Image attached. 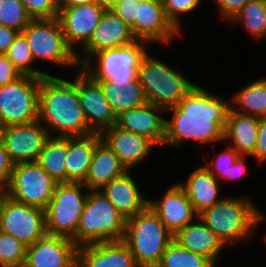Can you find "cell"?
<instances>
[{"mask_svg":"<svg viewBox=\"0 0 266 267\" xmlns=\"http://www.w3.org/2000/svg\"><path fill=\"white\" fill-rule=\"evenodd\" d=\"M26 249L20 240L0 231V267H23Z\"/></svg>","mask_w":266,"mask_h":267,"instance_id":"obj_36","label":"cell"},{"mask_svg":"<svg viewBox=\"0 0 266 267\" xmlns=\"http://www.w3.org/2000/svg\"><path fill=\"white\" fill-rule=\"evenodd\" d=\"M172 240L173 235L148 206L126 220L122 241L130 249L138 267H157Z\"/></svg>","mask_w":266,"mask_h":267,"instance_id":"obj_4","label":"cell"},{"mask_svg":"<svg viewBox=\"0 0 266 267\" xmlns=\"http://www.w3.org/2000/svg\"><path fill=\"white\" fill-rule=\"evenodd\" d=\"M125 226L126 220L99 190H88L79 227L72 240L78 247L98 242L122 241Z\"/></svg>","mask_w":266,"mask_h":267,"instance_id":"obj_5","label":"cell"},{"mask_svg":"<svg viewBox=\"0 0 266 267\" xmlns=\"http://www.w3.org/2000/svg\"><path fill=\"white\" fill-rule=\"evenodd\" d=\"M55 3L60 6L65 0H54Z\"/></svg>","mask_w":266,"mask_h":267,"instance_id":"obj_50","label":"cell"},{"mask_svg":"<svg viewBox=\"0 0 266 267\" xmlns=\"http://www.w3.org/2000/svg\"><path fill=\"white\" fill-rule=\"evenodd\" d=\"M259 117L240 114L231 108L228 112L224 129V141H231L234 148L242 156H251L255 151L258 139Z\"/></svg>","mask_w":266,"mask_h":267,"instance_id":"obj_25","label":"cell"},{"mask_svg":"<svg viewBox=\"0 0 266 267\" xmlns=\"http://www.w3.org/2000/svg\"><path fill=\"white\" fill-rule=\"evenodd\" d=\"M77 76V90L86 122L94 133H102L104 130L116 124L117 117L110 107L102 88L81 68Z\"/></svg>","mask_w":266,"mask_h":267,"instance_id":"obj_14","label":"cell"},{"mask_svg":"<svg viewBox=\"0 0 266 267\" xmlns=\"http://www.w3.org/2000/svg\"><path fill=\"white\" fill-rule=\"evenodd\" d=\"M245 157V158H244ZM246 156H240L236 162L230 166L229 170V177L226 180H229L230 182L236 178H240L243 173L246 172Z\"/></svg>","mask_w":266,"mask_h":267,"instance_id":"obj_46","label":"cell"},{"mask_svg":"<svg viewBox=\"0 0 266 267\" xmlns=\"http://www.w3.org/2000/svg\"><path fill=\"white\" fill-rule=\"evenodd\" d=\"M110 103L116 117L123 111L141 107L147 103L138 77L135 80H95Z\"/></svg>","mask_w":266,"mask_h":267,"instance_id":"obj_28","label":"cell"},{"mask_svg":"<svg viewBox=\"0 0 266 267\" xmlns=\"http://www.w3.org/2000/svg\"><path fill=\"white\" fill-rule=\"evenodd\" d=\"M0 231L12 235L27 247L46 232L45 210L8 198L0 215Z\"/></svg>","mask_w":266,"mask_h":267,"instance_id":"obj_12","label":"cell"},{"mask_svg":"<svg viewBox=\"0 0 266 267\" xmlns=\"http://www.w3.org/2000/svg\"><path fill=\"white\" fill-rule=\"evenodd\" d=\"M148 43L135 40L122 47L98 51L81 69L93 80H135L141 62L147 54L145 44ZM93 57L97 59V67L92 65Z\"/></svg>","mask_w":266,"mask_h":267,"instance_id":"obj_8","label":"cell"},{"mask_svg":"<svg viewBox=\"0 0 266 267\" xmlns=\"http://www.w3.org/2000/svg\"><path fill=\"white\" fill-rule=\"evenodd\" d=\"M82 182L57 183L52 198L45 209L46 232L49 235L72 239L79 227L80 217L88 196Z\"/></svg>","mask_w":266,"mask_h":267,"instance_id":"obj_7","label":"cell"},{"mask_svg":"<svg viewBox=\"0 0 266 267\" xmlns=\"http://www.w3.org/2000/svg\"><path fill=\"white\" fill-rule=\"evenodd\" d=\"M251 156L259 162H266V117L259 118L258 139L255 151Z\"/></svg>","mask_w":266,"mask_h":267,"instance_id":"obj_44","label":"cell"},{"mask_svg":"<svg viewBox=\"0 0 266 267\" xmlns=\"http://www.w3.org/2000/svg\"><path fill=\"white\" fill-rule=\"evenodd\" d=\"M105 10L97 2L59 8L57 19L60 22L68 46L76 54L74 46L81 43L83 48L90 41L93 31Z\"/></svg>","mask_w":266,"mask_h":267,"instance_id":"obj_16","label":"cell"},{"mask_svg":"<svg viewBox=\"0 0 266 267\" xmlns=\"http://www.w3.org/2000/svg\"><path fill=\"white\" fill-rule=\"evenodd\" d=\"M126 171L116 154L101 140L96 145L87 176L82 183L88 190H100Z\"/></svg>","mask_w":266,"mask_h":267,"instance_id":"obj_26","label":"cell"},{"mask_svg":"<svg viewBox=\"0 0 266 267\" xmlns=\"http://www.w3.org/2000/svg\"><path fill=\"white\" fill-rule=\"evenodd\" d=\"M57 182L36 162L14 164L8 184L12 200L46 209Z\"/></svg>","mask_w":266,"mask_h":267,"instance_id":"obj_11","label":"cell"},{"mask_svg":"<svg viewBox=\"0 0 266 267\" xmlns=\"http://www.w3.org/2000/svg\"><path fill=\"white\" fill-rule=\"evenodd\" d=\"M230 108V100L195 85L176 106L165 110L172 113V119L165 120L163 146L178 147L190 140L200 144L224 141Z\"/></svg>","mask_w":266,"mask_h":267,"instance_id":"obj_1","label":"cell"},{"mask_svg":"<svg viewBox=\"0 0 266 267\" xmlns=\"http://www.w3.org/2000/svg\"><path fill=\"white\" fill-rule=\"evenodd\" d=\"M139 0H126L116 2L110 9L120 17L132 30L135 37V21L137 19Z\"/></svg>","mask_w":266,"mask_h":267,"instance_id":"obj_40","label":"cell"},{"mask_svg":"<svg viewBox=\"0 0 266 267\" xmlns=\"http://www.w3.org/2000/svg\"><path fill=\"white\" fill-rule=\"evenodd\" d=\"M241 155L230 145L211 161L210 166H204L217 180H226L229 177L230 166H232Z\"/></svg>","mask_w":266,"mask_h":267,"instance_id":"obj_38","label":"cell"},{"mask_svg":"<svg viewBox=\"0 0 266 267\" xmlns=\"http://www.w3.org/2000/svg\"><path fill=\"white\" fill-rule=\"evenodd\" d=\"M241 21L252 37L266 36V0H250L230 22Z\"/></svg>","mask_w":266,"mask_h":267,"instance_id":"obj_33","label":"cell"},{"mask_svg":"<svg viewBox=\"0 0 266 267\" xmlns=\"http://www.w3.org/2000/svg\"><path fill=\"white\" fill-rule=\"evenodd\" d=\"M68 137L50 136L36 162L57 182H66Z\"/></svg>","mask_w":266,"mask_h":267,"instance_id":"obj_30","label":"cell"},{"mask_svg":"<svg viewBox=\"0 0 266 267\" xmlns=\"http://www.w3.org/2000/svg\"><path fill=\"white\" fill-rule=\"evenodd\" d=\"M96 2V0H65L59 8H69L79 5H84L87 3Z\"/></svg>","mask_w":266,"mask_h":267,"instance_id":"obj_47","label":"cell"},{"mask_svg":"<svg viewBox=\"0 0 266 267\" xmlns=\"http://www.w3.org/2000/svg\"><path fill=\"white\" fill-rule=\"evenodd\" d=\"M8 198H9L8 185L0 184V215L2 213L4 203Z\"/></svg>","mask_w":266,"mask_h":267,"instance_id":"obj_48","label":"cell"},{"mask_svg":"<svg viewBox=\"0 0 266 267\" xmlns=\"http://www.w3.org/2000/svg\"><path fill=\"white\" fill-rule=\"evenodd\" d=\"M96 2L105 9H111L119 0H96Z\"/></svg>","mask_w":266,"mask_h":267,"instance_id":"obj_49","label":"cell"},{"mask_svg":"<svg viewBox=\"0 0 266 267\" xmlns=\"http://www.w3.org/2000/svg\"><path fill=\"white\" fill-rule=\"evenodd\" d=\"M160 111L165 109L147 102L141 107L123 111L117 116L116 125L148 138L155 145H163L166 119L160 116Z\"/></svg>","mask_w":266,"mask_h":267,"instance_id":"obj_22","label":"cell"},{"mask_svg":"<svg viewBox=\"0 0 266 267\" xmlns=\"http://www.w3.org/2000/svg\"><path fill=\"white\" fill-rule=\"evenodd\" d=\"M186 181L180 185L185 190L197 214L222 200L218 197L221 186L204 166L195 169Z\"/></svg>","mask_w":266,"mask_h":267,"instance_id":"obj_29","label":"cell"},{"mask_svg":"<svg viewBox=\"0 0 266 267\" xmlns=\"http://www.w3.org/2000/svg\"><path fill=\"white\" fill-rule=\"evenodd\" d=\"M179 34L165 16L162 0H139L135 21V38L137 40L168 44L173 37Z\"/></svg>","mask_w":266,"mask_h":267,"instance_id":"obj_19","label":"cell"},{"mask_svg":"<svg viewBox=\"0 0 266 267\" xmlns=\"http://www.w3.org/2000/svg\"><path fill=\"white\" fill-rule=\"evenodd\" d=\"M32 19H52L58 16L54 0H21Z\"/></svg>","mask_w":266,"mask_h":267,"instance_id":"obj_39","label":"cell"},{"mask_svg":"<svg viewBox=\"0 0 266 267\" xmlns=\"http://www.w3.org/2000/svg\"><path fill=\"white\" fill-rule=\"evenodd\" d=\"M77 267H138L123 241H108L78 247Z\"/></svg>","mask_w":266,"mask_h":267,"instance_id":"obj_21","label":"cell"},{"mask_svg":"<svg viewBox=\"0 0 266 267\" xmlns=\"http://www.w3.org/2000/svg\"><path fill=\"white\" fill-rule=\"evenodd\" d=\"M0 137L14 164L36 161L50 134L39 120L2 127Z\"/></svg>","mask_w":266,"mask_h":267,"instance_id":"obj_13","label":"cell"},{"mask_svg":"<svg viewBox=\"0 0 266 267\" xmlns=\"http://www.w3.org/2000/svg\"><path fill=\"white\" fill-rule=\"evenodd\" d=\"M101 138L129 171L145 161L152 147L156 146L148 138L121 129L116 124L104 130Z\"/></svg>","mask_w":266,"mask_h":267,"instance_id":"obj_20","label":"cell"},{"mask_svg":"<svg viewBox=\"0 0 266 267\" xmlns=\"http://www.w3.org/2000/svg\"><path fill=\"white\" fill-rule=\"evenodd\" d=\"M220 9L221 16H224L226 20H232L238 12L250 1V0H214Z\"/></svg>","mask_w":266,"mask_h":267,"instance_id":"obj_42","label":"cell"},{"mask_svg":"<svg viewBox=\"0 0 266 267\" xmlns=\"http://www.w3.org/2000/svg\"><path fill=\"white\" fill-rule=\"evenodd\" d=\"M31 20L21 0H0V25L21 33Z\"/></svg>","mask_w":266,"mask_h":267,"instance_id":"obj_35","label":"cell"},{"mask_svg":"<svg viewBox=\"0 0 266 267\" xmlns=\"http://www.w3.org/2000/svg\"><path fill=\"white\" fill-rule=\"evenodd\" d=\"M5 55L11 60L13 65L22 73L34 77H45L50 74L30 66L34 61V56L27 39L19 33L14 42L10 45Z\"/></svg>","mask_w":266,"mask_h":267,"instance_id":"obj_34","label":"cell"},{"mask_svg":"<svg viewBox=\"0 0 266 267\" xmlns=\"http://www.w3.org/2000/svg\"><path fill=\"white\" fill-rule=\"evenodd\" d=\"M38 120L50 136L74 137L94 133L79 101L77 77L72 82L53 75L42 77Z\"/></svg>","mask_w":266,"mask_h":267,"instance_id":"obj_2","label":"cell"},{"mask_svg":"<svg viewBox=\"0 0 266 267\" xmlns=\"http://www.w3.org/2000/svg\"><path fill=\"white\" fill-rule=\"evenodd\" d=\"M137 40L131 28L114 12L106 9L93 31L90 41L83 47V58L76 54L79 67L88 61L94 53L104 49L122 47ZM89 55V56H88Z\"/></svg>","mask_w":266,"mask_h":267,"instance_id":"obj_17","label":"cell"},{"mask_svg":"<svg viewBox=\"0 0 266 267\" xmlns=\"http://www.w3.org/2000/svg\"><path fill=\"white\" fill-rule=\"evenodd\" d=\"M148 53L141 62L137 77L148 103L168 109L196 85Z\"/></svg>","mask_w":266,"mask_h":267,"instance_id":"obj_6","label":"cell"},{"mask_svg":"<svg viewBox=\"0 0 266 267\" xmlns=\"http://www.w3.org/2000/svg\"><path fill=\"white\" fill-rule=\"evenodd\" d=\"M15 29L0 25V54H5L19 34Z\"/></svg>","mask_w":266,"mask_h":267,"instance_id":"obj_45","label":"cell"},{"mask_svg":"<svg viewBox=\"0 0 266 267\" xmlns=\"http://www.w3.org/2000/svg\"><path fill=\"white\" fill-rule=\"evenodd\" d=\"M22 76V73L13 65L11 60L0 54V86L11 83Z\"/></svg>","mask_w":266,"mask_h":267,"instance_id":"obj_41","label":"cell"},{"mask_svg":"<svg viewBox=\"0 0 266 267\" xmlns=\"http://www.w3.org/2000/svg\"><path fill=\"white\" fill-rule=\"evenodd\" d=\"M77 251L72 239L46 234L27 247L23 267H77Z\"/></svg>","mask_w":266,"mask_h":267,"instance_id":"obj_15","label":"cell"},{"mask_svg":"<svg viewBox=\"0 0 266 267\" xmlns=\"http://www.w3.org/2000/svg\"><path fill=\"white\" fill-rule=\"evenodd\" d=\"M101 140L100 133L68 137L66 182H83L85 180L96 145Z\"/></svg>","mask_w":266,"mask_h":267,"instance_id":"obj_27","label":"cell"},{"mask_svg":"<svg viewBox=\"0 0 266 267\" xmlns=\"http://www.w3.org/2000/svg\"><path fill=\"white\" fill-rule=\"evenodd\" d=\"M127 170L114 178L99 191L116 207L125 220L134 217L148 206L147 198L141 195L140 188Z\"/></svg>","mask_w":266,"mask_h":267,"instance_id":"obj_23","label":"cell"},{"mask_svg":"<svg viewBox=\"0 0 266 267\" xmlns=\"http://www.w3.org/2000/svg\"><path fill=\"white\" fill-rule=\"evenodd\" d=\"M164 13L169 22L179 32L181 30L179 17L189 14L198 8L202 0H162Z\"/></svg>","mask_w":266,"mask_h":267,"instance_id":"obj_37","label":"cell"},{"mask_svg":"<svg viewBox=\"0 0 266 267\" xmlns=\"http://www.w3.org/2000/svg\"><path fill=\"white\" fill-rule=\"evenodd\" d=\"M248 197H222L214 206L198 214L200 219L225 244L241 242L255 226L266 219Z\"/></svg>","mask_w":266,"mask_h":267,"instance_id":"obj_3","label":"cell"},{"mask_svg":"<svg viewBox=\"0 0 266 267\" xmlns=\"http://www.w3.org/2000/svg\"><path fill=\"white\" fill-rule=\"evenodd\" d=\"M14 163L7 153L4 143L0 137V184L8 185L11 179Z\"/></svg>","mask_w":266,"mask_h":267,"instance_id":"obj_43","label":"cell"},{"mask_svg":"<svg viewBox=\"0 0 266 267\" xmlns=\"http://www.w3.org/2000/svg\"><path fill=\"white\" fill-rule=\"evenodd\" d=\"M230 107L240 114L266 117V79L253 81L243 87L230 100Z\"/></svg>","mask_w":266,"mask_h":267,"instance_id":"obj_31","label":"cell"},{"mask_svg":"<svg viewBox=\"0 0 266 267\" xmlns=\"http://www.w3.org/2000/svg\"><path fill=\"white\" fill-rule=\"evenodd\" d=\"M148 207L173 236L193 219V222L195 219L198 220V214L180 183L167 189L162 201L149 199Z\"/></svg>","mask_w":266,"mask_h":267,"instance_id":"obj_18","label":"cell"},{"mask_svg":"<svg viewBox=\"0 0 266 267\" xmlns=\"http://www.w3.org/2000/svg\"><path fill=\"white\" fill-rule=\"evenodd\" d=\"M42 77L22 75L0 86V122L2 127L27 124L39 119V88Z\"/></svg>","mask_w":266,"mask_h":267,"instance_id":"obj_9","label":"cell"},{"mask_svg":"<svg viewBox=\"0 0 266 267\" xmlns=\"http://www.w3.org/2000/svg\"><path fill=\"white\" fill-rule=\"evenodd\" d=\"M157 267H215L207 257L194 253L172 240Z\"/></svg>","mask_w":266,"mask_h":267,"instance_id":"obj_32","label":"cell"},{"mask_svg":"<svg viewBox=\"0 0 266 267\" xmlns=\"http://www.w3.org/2000/svg\"><path fill=\"white\" fill-rule=\"evenodd\" d=\"M198 221L190 222L179 230L173 240L183 248L203 255L216 264L225 244L200 219Z\"/></svg>","mask_w":266,"mask_h":267,"instance_id":"obj_24","label":"cell"},{"mask_svg":"<svg viewBox=\"0 0 266 267\" xmlns=\"http://www.w3.org/2000/svg\"><path fill=\"white\" fill-rule=\"evenodd\" d=\"M32 50L34 60L42 59L57 66H79L76 53L68 46L59 20L32 19L21 31Z\"/></svg>","mask_w":266,"mask_h":267,"instance_id":"obj_10","label":"cell"}]
</instances>
